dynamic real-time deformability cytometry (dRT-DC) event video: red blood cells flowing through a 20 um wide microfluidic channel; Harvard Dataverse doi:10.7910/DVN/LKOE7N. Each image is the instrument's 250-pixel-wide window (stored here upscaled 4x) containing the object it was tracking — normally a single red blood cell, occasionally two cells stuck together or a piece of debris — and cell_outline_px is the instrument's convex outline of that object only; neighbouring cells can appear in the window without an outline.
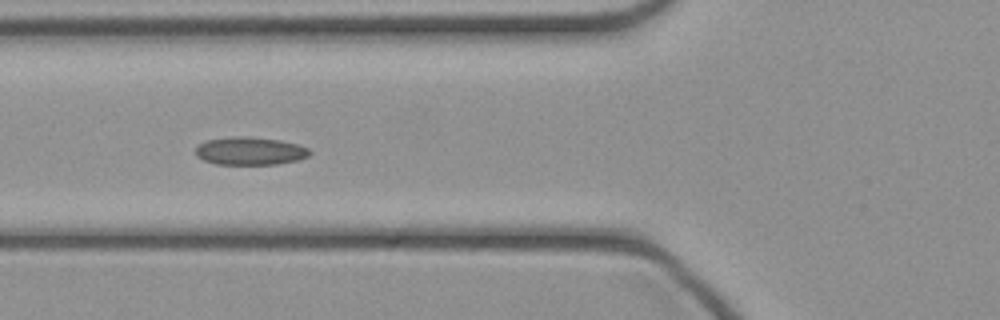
{"species": "common noctule bat (a hibernating species)", "species_latin": "Nyctalus noctula", "temperature_condition": "cold", "stored_images_in_passage": 47, "camera_frame_rate_fps": 3000, "um_per_image_px": 0.085, "animal": {"sex": "female", "body_mass_g": 21.9}, "frame": {"image": 1, "passage_image": 17, "time_ms": 5.333, "image_size_px": [1000, 320], "cell_outline_px": [[312, 152], [308, 156], [296, 160], [276, 164], [216, 164], [204, 160], [196, 156], [196, 148], [200, 144], [208, 140], [232, 136], [248, 136], [280, 140], [300, 144], [308, 148]], "centroid_in_image_um": [21.27, 12.82], "position_along_channel_um": 104.5, "area_um2": 18.55}}
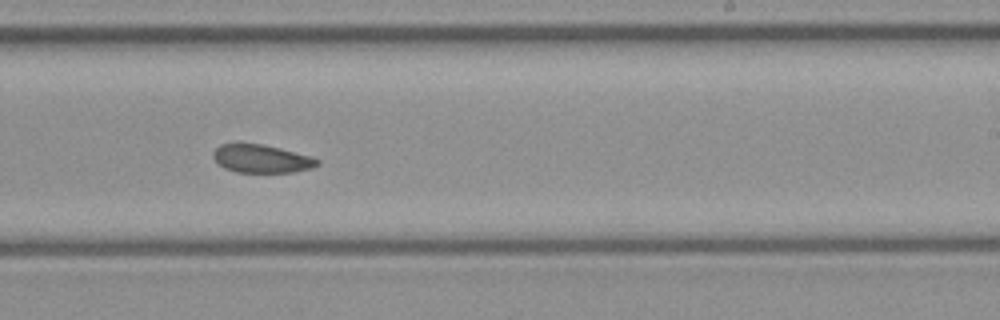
{"frame": {"image": 2, "passage_image": 28, "time_ms": 9.0, "image_size_px": [1000, 320], "cell_outline_px": [[320, 164], [312, 168], [292, 172], [236, 172], [224, 168], [216, 164], [212, 156], [212, 152], [220, 144], [236, 140], [240, 140], [280, 148], [312, 156], [320, 160]], "centroid_in_image_um": [22.15, 13.45], "position_along_channel_um": 266.8, "area_um2": 17.8}}
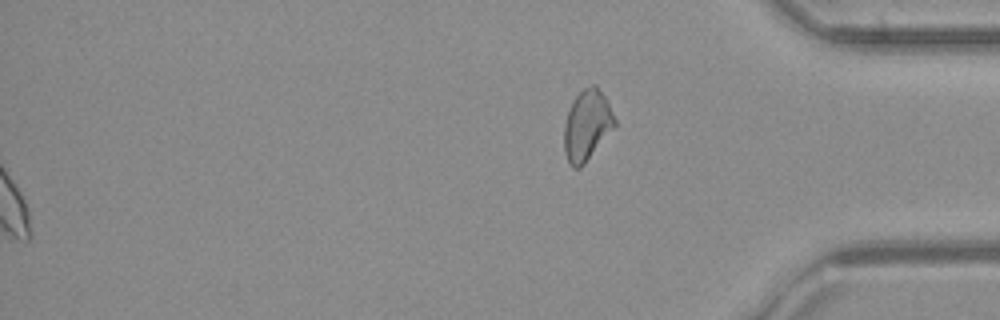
{"frame": {"image": 3, "passage_image": 47, "time_ms": 15.333, "image_size_px": [1000, 320], "cell_outline_px": [[616, 124], [584, 164], [580, 168], [572, 168], [568, 164], [564, 152], [564, 124], [568, 112], [576, 96], [584, 88], [592, 84], [596, 84], [608, 100], [616, 120]], "centroid_in_image_um": [49.88, 10.65], "position_along_channel_um": 385.3, "area_um2": 20.69}}